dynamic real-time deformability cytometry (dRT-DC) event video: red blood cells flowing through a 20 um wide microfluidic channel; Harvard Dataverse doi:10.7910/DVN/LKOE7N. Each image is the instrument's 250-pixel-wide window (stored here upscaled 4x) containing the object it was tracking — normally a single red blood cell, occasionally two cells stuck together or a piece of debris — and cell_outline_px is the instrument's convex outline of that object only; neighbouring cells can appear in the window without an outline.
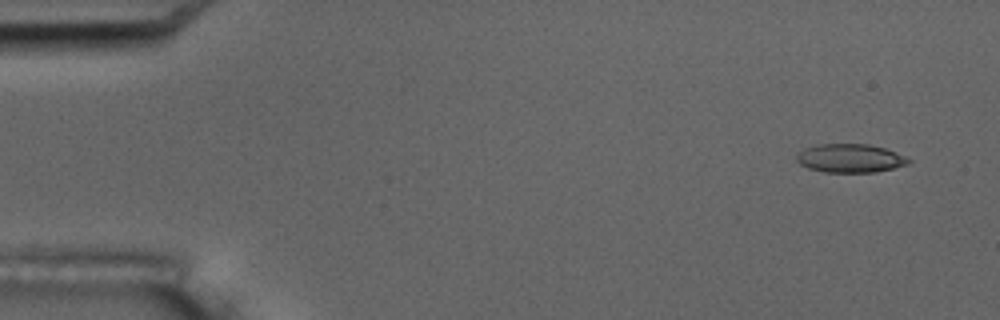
{"species": "common noctule bat (a hibernating species)", "species_latin": "Nyctalus noctula", "temperature_condition": "room temperature", "stored_images_in_passage": 4, "camera_frame_rate_fps": 3000, "um_per_image_px": 0.085, "animal": {"sex": "male", "body_mass_g": 17.5, "forearm_length_mm": 52.3}, "frame": {"image": 1, "passage_image": 1, "time_ms": 0.0, "image_size_px": [1000, 320], "cell_outline_px": [[912, 160], [908, 164], [876, 172], [824, 172], [808, 168], [800, 164], [796, 160], [796, 156], [804, 148], [820, 144], [868, 144], [884, 148], [896, 152]], "centroid_in_image_um": [72.26, 13.45], "position_along_channel_um": 12.7, "area_um2": 18.55}}
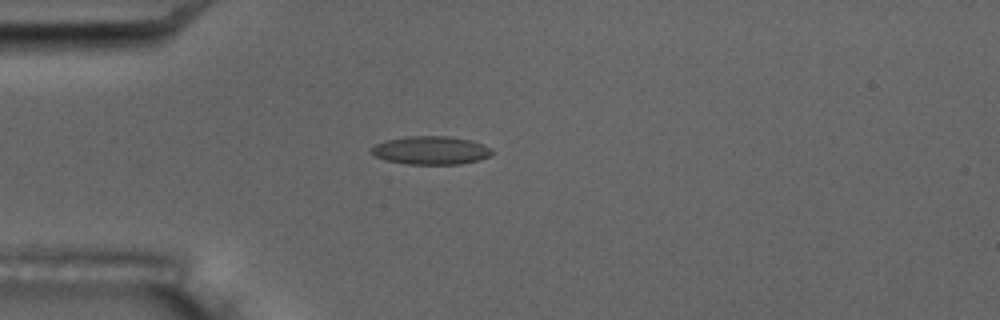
{"frame": {"image": 2, "passage_image": 4, "time_ms": 4.0, "image_size_px": [1000, 320], "cell_outline_px": [[492, 152], [488, 156], [480, 160], [460, 164], [404, 164], [384, 160], [368, 152], [376, 144], [384, 140], [408, 136], [448, 136], [472, 140], [488, 148]], "centroid_in_image_um": [36.56, 12.78], "position_along_channel_um": 48.4, "area_um2": 19.88}}